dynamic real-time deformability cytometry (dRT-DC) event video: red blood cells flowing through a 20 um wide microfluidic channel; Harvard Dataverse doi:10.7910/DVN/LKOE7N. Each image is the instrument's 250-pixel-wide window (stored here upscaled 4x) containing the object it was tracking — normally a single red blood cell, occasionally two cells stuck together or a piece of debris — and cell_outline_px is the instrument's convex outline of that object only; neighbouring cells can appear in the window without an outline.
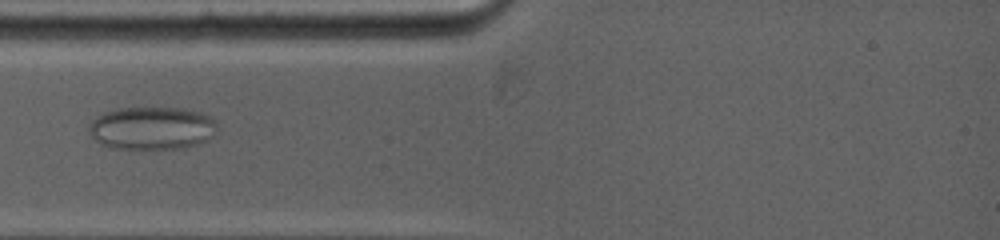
{"species": "common noctule bat (a hibernating species)", "species_latin": "Nyctalus noctula", "temperature_condition": "warm", "stored_images_in_passage": 26, "camera_frame_rate_fps": 5000, "um_per_image_px": 0.085, "animal": {"sex": "female", "body_mass_g": 19.0, "forearm_length_mm": 53.3}, "frame": {"image": 1, "passage_image": 10, "time_ms": 3.0, "image_size_px": [1000, 240], "cell_outline_px": [[216, 120], [208, 140], [184, 148], [112, 148], [100, 144], [92, 136], [88, 128], [92, 120], [104, 112], [120, 108], [180, 108], [200, 112]], "centroid_in_image_um": [12.86, 10.89], "position_along_channel_um": 72.1, "area_um2": 31.56}}
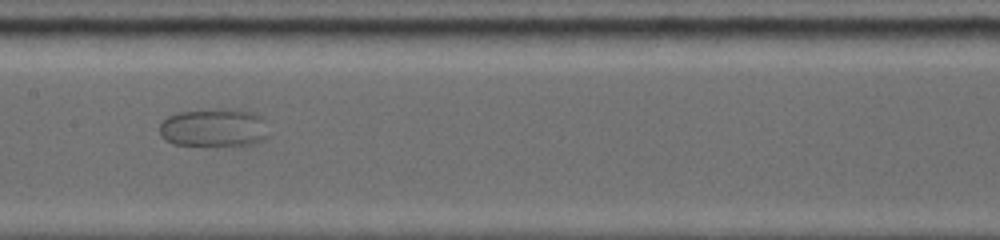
{"frame": {"image": 2, "passage_image": 20, "time_ms": 6.2, "image_size_px": [1000, 240], "cell_outline_px": [[264, 136], [260, 140], [252, 144], [172, 144], [164, 140], [160, 132], [160, 124], [168, 116], [184, 112], [244, 112], [256, 116], [260, 120]], "centroid_in_image_um": [18.01, 10.91], "position_along_channel_um": 189.4, "area_um2": 21.91}}
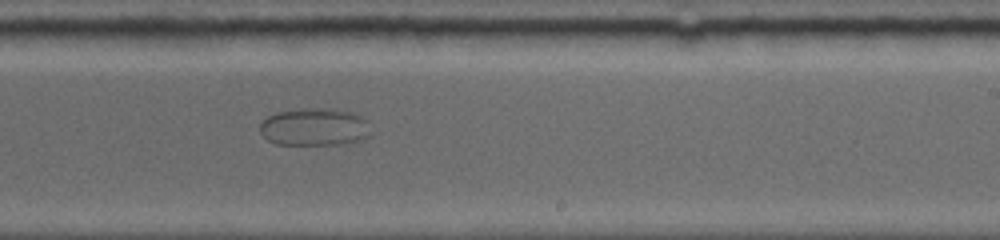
{"frame": {"image": 3, "passage_image": 26, "time_ms": 8.2, "image_size_px": [1000, 240], "cell_outline_px": [[368, 136], [352, 144], [276, 144], [268, 140], [260, 132], [260, 124], [268, 116], [276, 112], [316, 108], [352, 112], [364, 120]], "centroid_in_image_um": [26.67, 10.82], "position_along_channel_um": 262.3, "area_um2": 23.64}}